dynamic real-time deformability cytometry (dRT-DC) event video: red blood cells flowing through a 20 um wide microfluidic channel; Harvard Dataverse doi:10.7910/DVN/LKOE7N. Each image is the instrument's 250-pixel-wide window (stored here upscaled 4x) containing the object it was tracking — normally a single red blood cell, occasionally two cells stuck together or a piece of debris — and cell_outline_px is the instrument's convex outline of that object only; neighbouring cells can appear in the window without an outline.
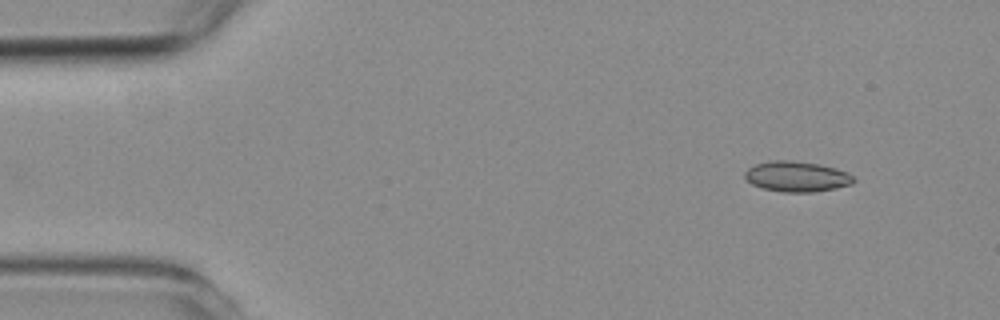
{"species": "common noctule bat (a hibernating species)", "species_latin": "Nyctalus noctula", "temperature_condition": "room temperature", "stored_images_in_passage": 3, "camera_frame_rate_fps": 3000, "um_per_image_px": 0.085, "animal": {"sex": "female", "body_mass_g": 19.3, "forearm_length_mm": 54.1}, "frame": {"image": 1, "passage_image": 1, "time_ms": 0.0, "image_size_px": [1000, 320], "cell_outline_px": [[856, 180], [852, 184], [836, 188], [812, 192], [784, 192], [764, 188], [752, 184], [744, 176], [744, 172], [748, 168], [756, 164], [772, 160], [788, 160], [820, 164], [836, 168], [852, 176]], "centroid_in_image_um": [67.72, 15.0], "position_along_channel_um": 17.3, "area_um2": 19.13}}
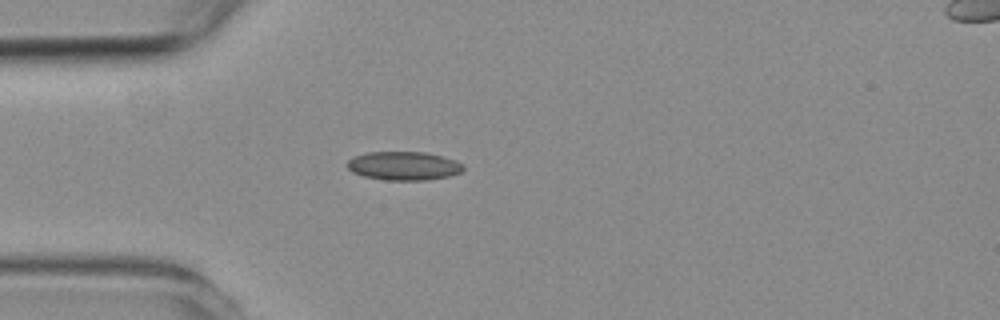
{"frame": {"image": 2, "passage_image": 3, "time_ms": 3.0, "image_size_px": [1000, 320], "cell_outline_px": [[464, 168], [460, 172], [448, 176], [424, 180], [384, 180], [364, 176], [352, 172], [348, 168], [348, 160], [356, 156], [368, 152], [424, 152], [456, 160], [464, 164]], "centroid_in_image_um": [34.32, 14.1], "position_along_channel_um": 50.7, "area_um2": 19.19}}